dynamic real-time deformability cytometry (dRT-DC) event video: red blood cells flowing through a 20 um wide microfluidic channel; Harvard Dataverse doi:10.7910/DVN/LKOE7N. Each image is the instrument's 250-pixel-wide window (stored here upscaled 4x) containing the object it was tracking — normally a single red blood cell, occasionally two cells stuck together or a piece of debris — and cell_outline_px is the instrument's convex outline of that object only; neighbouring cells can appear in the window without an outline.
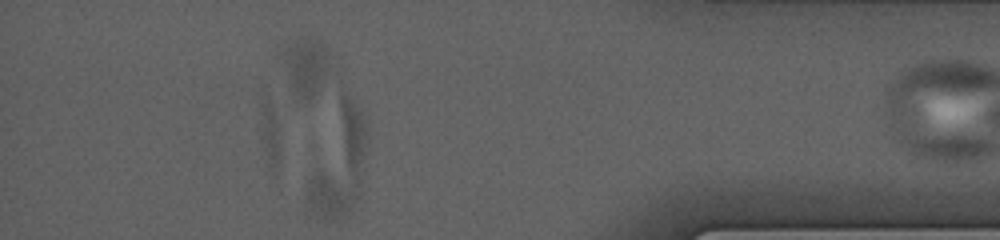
{"species": "human", "species_latin": "Homo sapiens", "temperature_condition": "cold", "stored_images_in_passage": 34, "segment_of_instrument_passage": [2, 2], "camera_frame_rate_fps": 3000, "um_per_image_px": 0.085, "donor": {"sex": "male"}, "frame": {"image": 1, "passage_image": 29, "time_ms": 13.333, "image_size_px": [1000, 240], "cell_outline_px": [[368, 140], [360, 192], [352, 208], [336, 220], [328, 220], [304, 212], [308, 180], [340, 92], [348, 92], [360, 112], [368, 132]], "centroid_in_image_um": [28.78, 13.86], "position_along_channel_um": 406.4, "area_um2": 37.74}}